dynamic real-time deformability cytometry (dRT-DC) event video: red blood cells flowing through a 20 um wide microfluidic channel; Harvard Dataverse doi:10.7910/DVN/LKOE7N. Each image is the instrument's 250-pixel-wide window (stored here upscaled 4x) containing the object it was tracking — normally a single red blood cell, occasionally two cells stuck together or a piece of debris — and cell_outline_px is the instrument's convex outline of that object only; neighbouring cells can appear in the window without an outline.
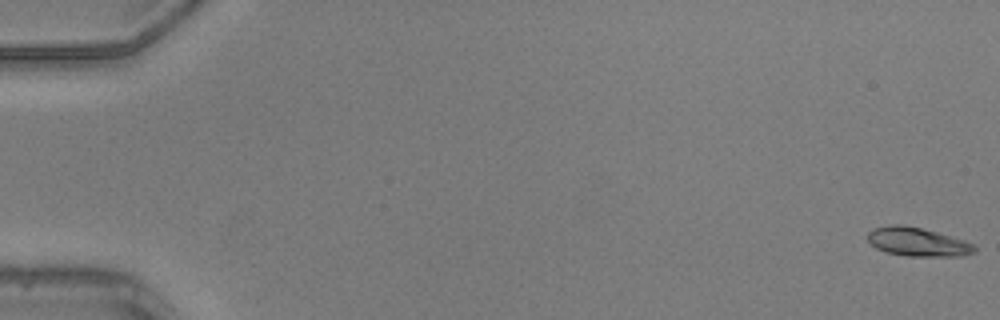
{"species": "common noctule bat (a hibernating species)", "species_latin": "Nyctalus noctula", "temperature_condition": "warm", "stored_images_in_passage": 50, "camera_frame_rate_fps": 3000, "um_per_image_px": 0.085, "animal": {"sex": "male", "body_mass_g": 20.5, "forearm_length_mm": 52.5}, "frame": {"image": 1, "passage_image": 1, "time_ms": 0.0, "image_size_px": [1000, 320], "cell_outline_px": [[976, 252], [960, 256], [908, 256], [884, 252], [876, 248], [868, 240], [868, 232], [872, 228], [888, 224], [900, 224], [920, 228], [936, 232], [964, 240], [976, 244]], "centroid_in_image_um": [77.99, 20.56], "position_along_channel_um": 7.0, "area_um2": 17.98}}
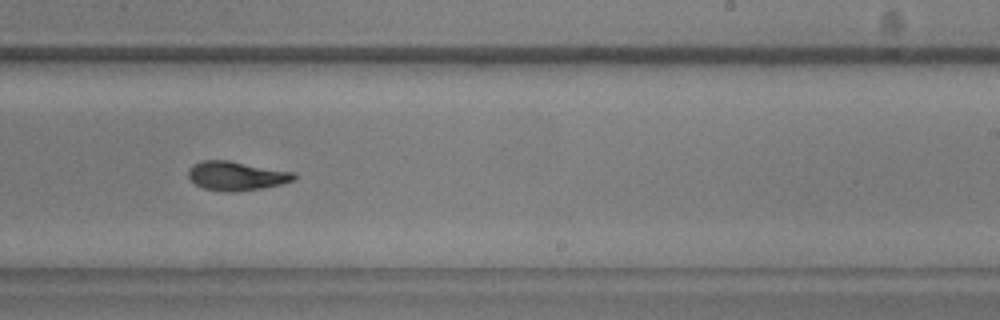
{"frame": {"image": 2, "passage_image": 32, "time_ms": 10.333, "image_size_px": [1000, 320], "cell_outline_px": [[296, 180], [280, 184], [260, 188], [236, 192], [224, 192], [204, 188], [196, 184], [188, 176], [188, 172], [196, 164], [204, 160], [228, 160], [296, 172]], "centroid_in_image_um": [20.15, 14.95], "position_along_channel_um": 268.8, "area_um2": 17.74}}
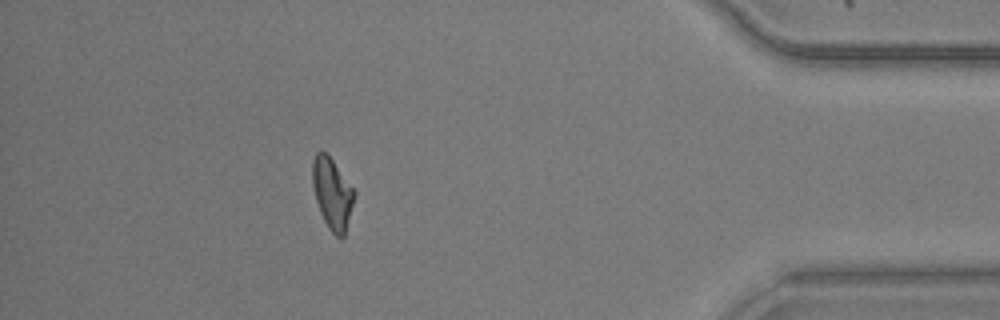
{"frame": {"image": 3, "passage_image": 45, "time_ms": 14.667, "image_size_px": [1000, 320], "cell_outline_px": [[356, 196], [344, 236], [336, 236], [328, 228], [320, 212], [316, 200], [312, 184], [312, 160], [316, 152], [324, 152], [332, 160], [356, 192]], "centroid_in_image_um": [28.24, 16.46], "position_along_channel_um": 407.0, "area_um2": 17.17}, "authors_computed_cell_mechanics": {"area_um2": 17.6579, "velocity_mm_per_s": 4.1739, "shape_relaxation_time_tau1_ms": 4.4285, "shape_relaxation_time_tau2_ms": 2.4818, "deformation_change_tau1": 0.1809, "deformation_change_tau2": 0.086}}